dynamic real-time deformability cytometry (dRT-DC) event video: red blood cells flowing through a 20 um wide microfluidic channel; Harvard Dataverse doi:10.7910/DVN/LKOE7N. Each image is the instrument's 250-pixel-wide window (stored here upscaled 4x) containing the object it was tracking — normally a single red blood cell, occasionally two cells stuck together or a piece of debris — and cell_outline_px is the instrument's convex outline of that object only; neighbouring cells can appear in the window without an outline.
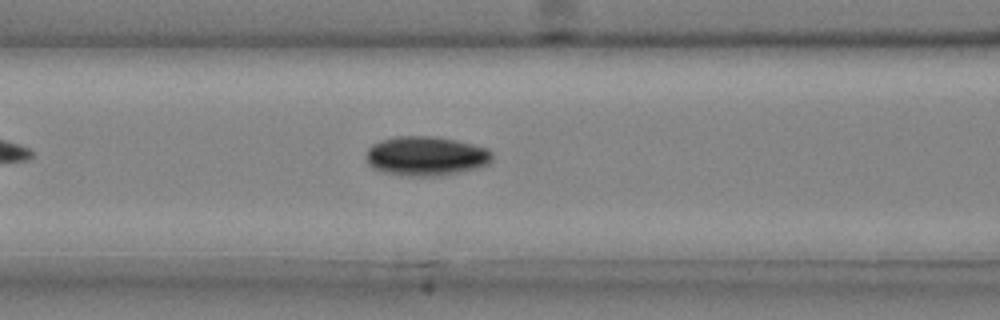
{"species": "common noctule bat (a hibernating species)", "species_latin": "Nyctalus noctula", "temperature_condition": "cold", "stored_images_in_passage": 32, "camera_frame_rate_fps": 3000, "um_per_image_px": 0.085, "animal": {"sex": "male", "body_mass_g": 20.4}, "frame": {"image": 1, "passage_image": 9, "time_ms": 2.667, "image_size_px": [1000, 320], "cell_outline_px": [[492, 160], [488, 164], [480, 168], [440, 176], [408, 176], [384, 172], [372, 168], [368, 164], [368, 148], [372, 144], [380, 140], [396, 136], [436, 136], [456, 140], [488, 148], [492, 152]], "centroid_in_image_um": [36.24, 13.26], "position_along_channel_um": 130.4, "area_um2": 29.13}}
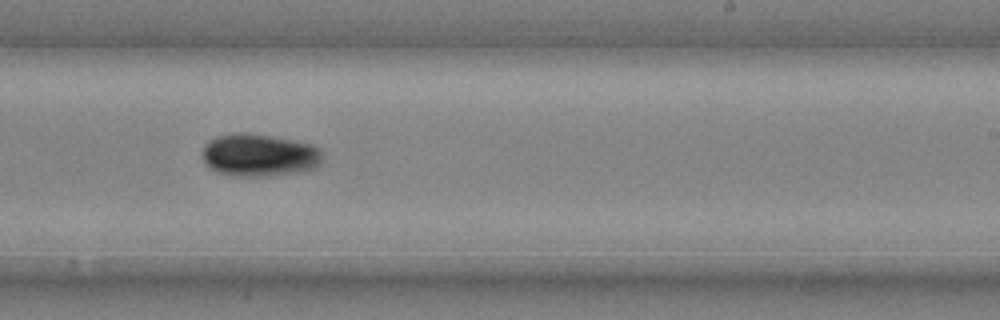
{"frame": {"image": 2, "passage_image": 18, "time_ms": 5.667, "image_size_px": [1000, 320], "cell_outline_px": [[324, 160], [316, 168], [304, 172], [268, 176], [240, 176], [220, 172], [208, 168], [204, 160], [204, 144], [208, 140], [216, 136], [232, 132], [244, 132], [292, 140], [312, 144], [320, 148], [324, 152]], "centroid_in_image_um": [22.1, 13.18], "position_along_channel_um": 266.9, "area_um2": 30.23}}
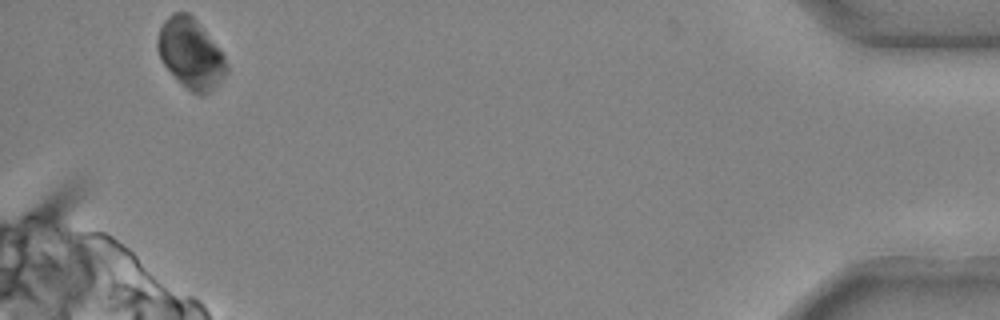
{"frame": {"image": 3, "passage_image": 32, "time_ms": 10.333, "image_size_px": [1000, 320], "cell_outline_px": [[228, 72], [204, 96], [200, 96], [192, 92], [176, 80], [160, 60], [156, 48], [156, 40], [160, 28], [164, 20], [172, 12], [188, 12], [200, 24], [224, 52], [228, 64]], "centroid_in_image_um": [16.2, 4.54], "position_along_channel_um": 419.0, "area_um2": 28.55}}